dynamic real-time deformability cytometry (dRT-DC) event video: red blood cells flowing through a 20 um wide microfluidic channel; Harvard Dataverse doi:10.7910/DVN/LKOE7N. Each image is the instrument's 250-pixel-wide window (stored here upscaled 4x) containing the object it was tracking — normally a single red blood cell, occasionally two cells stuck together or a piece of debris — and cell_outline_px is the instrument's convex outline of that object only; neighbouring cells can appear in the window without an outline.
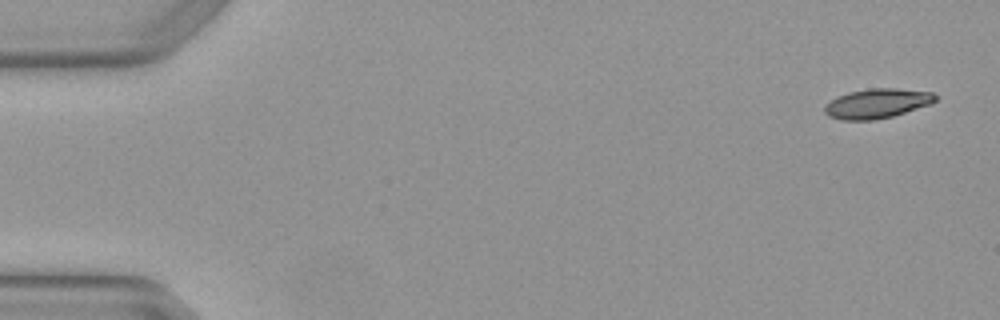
{"species": "Egyptian fruit bat (a non-hibernating species)", "species_latin": "Rousettus aegyptiacus", "temperature_condition": "warm", "stored_images_in_passage": 4, "camera_frame_rate_fps": 3000, "um_per_image_px": 0.085, "animal": {"sex": "female"}, "frame": {"image": 1, "passage_image": 1, "time_ms": 0.0, "image_size_px": [1000, 320], "cell_outline_px": [[936, 100], [932, 104], [892, 116], [872, 120], [844, 120], [828, 116], [824, 112], [824, 108], [836, 96], [848, 92], [872, 88], [896, 88], [932, 92], [936, 96]], "centroid_in_image_um": [74.56, 8.79], "position_along_channel_um": 10.4, "area_um2": 19.02}}
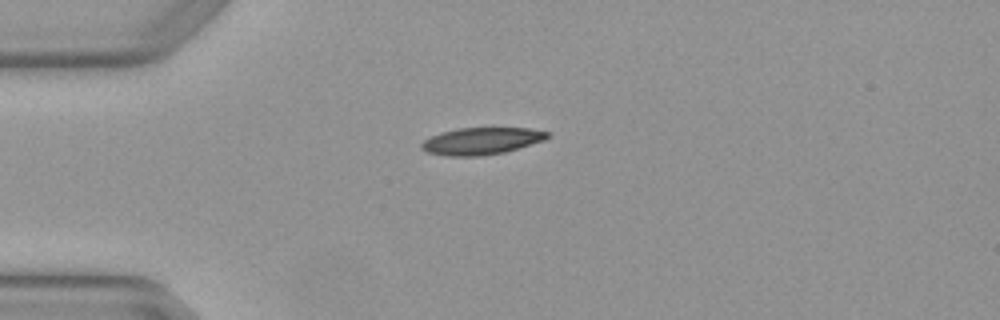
{"frame": {"image": 2, "passage_image": 3, "time_ms": 0.667, "image_size_px": [1000, 320], "cell_outline_px": [[548, 136], [544, 140], [504, 152], [480, 156], [448, 156], [428, 152], [420, 148], [420, 144], [424, 140], [440, 132], [460, 128], [528, 128], [548, 132]], "centroid_in_image_um": [40.88, 11.98], "position_along_channel_um": 44.1, "area_um2": 19.59}}